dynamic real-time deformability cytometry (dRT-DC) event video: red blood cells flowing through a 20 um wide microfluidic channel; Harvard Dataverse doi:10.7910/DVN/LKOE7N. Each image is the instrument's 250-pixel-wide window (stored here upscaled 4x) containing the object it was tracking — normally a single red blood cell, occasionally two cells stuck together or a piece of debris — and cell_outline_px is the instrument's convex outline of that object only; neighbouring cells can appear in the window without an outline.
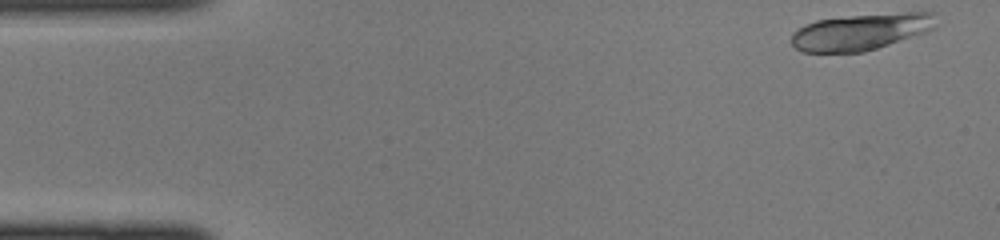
{"species": "common noctule bat (a hibernating species)", "species_latin": "Nyctalus noctula", "temperature_condition": "cold", "stored_images_in_passage": 42, "camera_frame_rate_fps": 3000, "um_per_image_px": 0.085, "animal": {"sex": "female", "body_mass_g": 22.0, "forearm_length_mm": 56.7}, "frame": {"image": 1, "passage_image": 1, "time_ms": 0.0, "image_size_px": [1000, 240], "cell_outline_px": [[936, 28], [928, 32], [864, 52], [800, 52], [792, 44], [792, 32], [804, 24], [816, 20], [852, 16], [908, 12], [936, 12]], "centroid_in_image_um": [73.21, 2.7], "position_along_channel_um": 11.8, "area_um2": 30.87}}
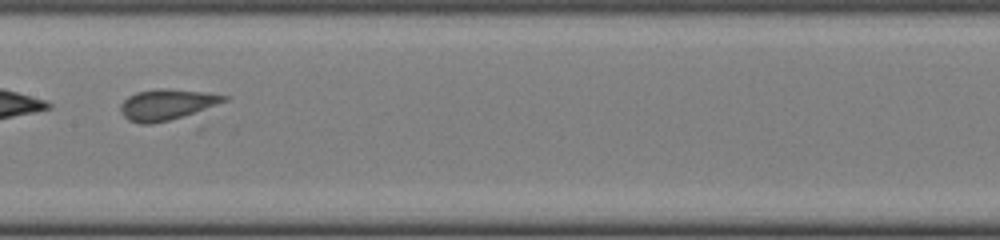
{"frame": {"image": 2, "passage_image": 21, "time_ms": 6.667, "image_size_px": [1000, 240], "cell_outline_px": [[232, 96], [228, 100], [168, 120], [148, 124], [140, 124], [128, 120], [120, 112], [120, 104], [128, 96], [136, 92], [160, 88], [168, 88], [208, 92]], "centroid_in_image_um": [14.14, 8.86], "position_along_channel_um": 193.3, "area_um2": 18.38}}
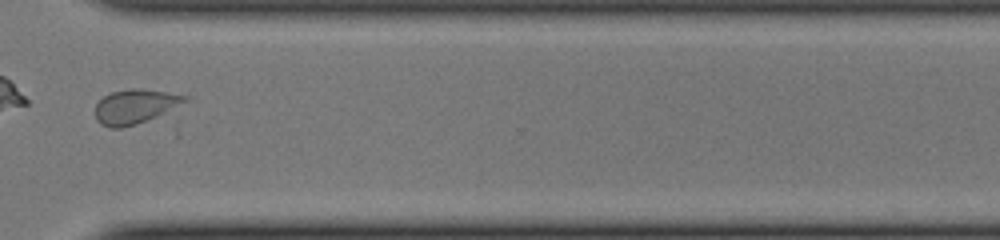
{"frame": {"image": 3, "passage_image": 32, "time_ms": 10.333, "image_size_px": [1000, 240], "cell_outline_px": [[196, 100], [136, 124], [120, 128], [108, 128], [100, 124], [96, 120], [96, 104], [104, 96], [112, 92], [132, 88], [140, 88], [192, 96]], "centroid_in_image_um": [11.59, 9.04], "position_along_channel_um": 359.0, "area_um2": 18.32}}